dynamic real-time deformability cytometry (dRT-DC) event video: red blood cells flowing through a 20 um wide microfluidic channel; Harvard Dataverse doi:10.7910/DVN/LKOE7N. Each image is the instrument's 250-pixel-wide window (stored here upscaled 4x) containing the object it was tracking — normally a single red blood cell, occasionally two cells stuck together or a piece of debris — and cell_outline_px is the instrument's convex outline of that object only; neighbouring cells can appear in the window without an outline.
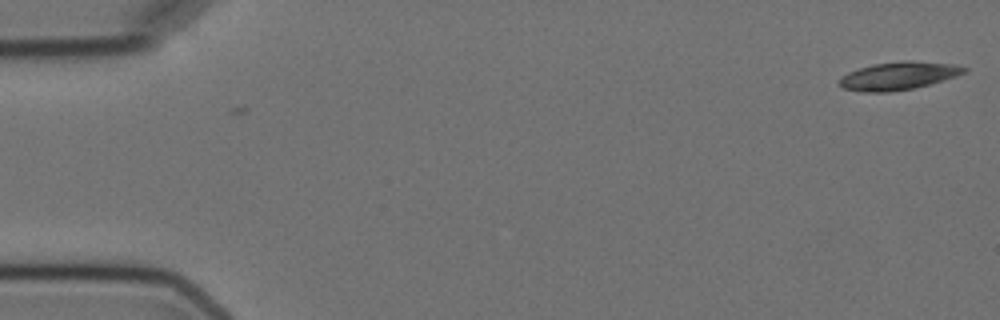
{"species": "Egyptian fruit bat (a non-hibernating species)", "species_latin": "Rousettus aegyptiacus", "temperature_condition": "cold", "stored_images_in_passage": 8, "camera_frame_rate_fps": 3000, "um_per_image_px": 0.085, "animal": {"sex": "female"}, "frame": {"image": 1, "passage_image": 1, "time_ms": 0.0, "image_size_px": [1000, 320], "cell_outline_px": [[968, 72], [944, 80], [912, 88], [888, 92], [864, 92], [844, 88], [840, 84], [840, 76], [848, 72], [872, 64], [904, 60], [908, 60], [956, 64], [968, 68]], "centroid_in_image_um": [76.41, 6.43], "position_along_channel_um": 8.6, "area_um2": 20.29}}
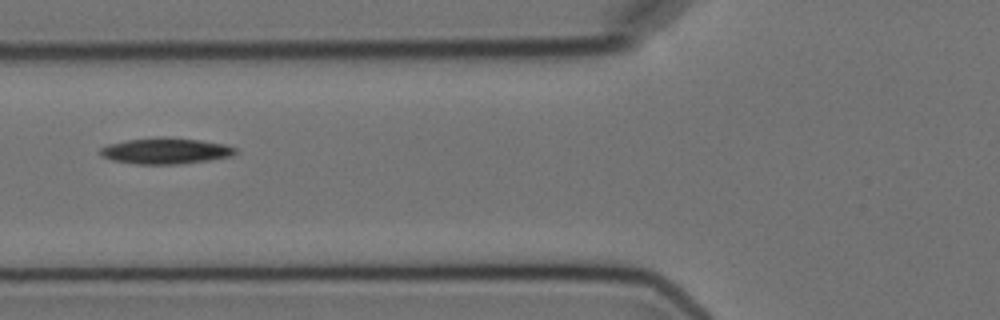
{"frame": {"image": 2, "passage_image": 6, "time_ms": 6.667, "image_size_px": [1000, 320], "cell_outline_px": [[240, 152], [232, 156], [208, 160], [180, 164], [136, 164], [112, 160], [104, 156], [100, 152], [100, 148], [108, 144], [124, 140], [156, 136], [164, 136], [200, 140], [224, 144], [236, 148]], "centroid_in_image_um": [14.1, 12.81], "position_along_channel_um": 111.7, "area_um2": 20.75}}
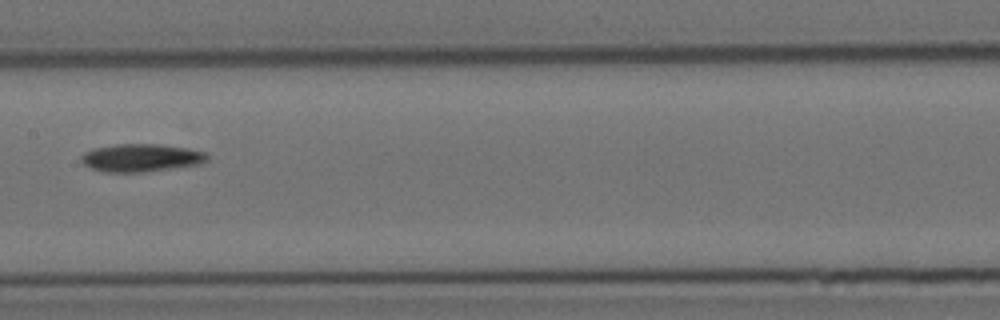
{"frame": {"image": 3, "passage_image": 8, "time_ms": 9.0, "image_size_px": [1000, 320], "cell_outline_px": [[208, 160], [200, 164], [140, 172], [104, 172], [92, 168], [84, 164], [80, 160], [80, 156], [84, 152], [92, 148], [116, 144], [156, 144], [188, 148], [204, 152], [208, 156]], "centroid_in_image_um": [11.95, 13.4], "position_along_channel_um": 195.4, "area_um2": 20.35}}